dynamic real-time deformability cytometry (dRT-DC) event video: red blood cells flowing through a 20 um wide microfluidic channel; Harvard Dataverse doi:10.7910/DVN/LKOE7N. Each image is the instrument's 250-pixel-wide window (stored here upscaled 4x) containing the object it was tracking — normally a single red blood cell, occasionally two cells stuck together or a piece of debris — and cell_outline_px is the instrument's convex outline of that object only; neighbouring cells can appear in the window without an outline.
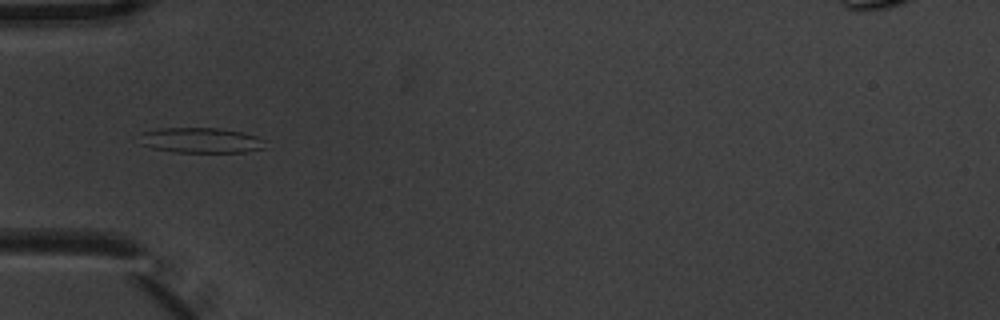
{"species": "common noctule bat (a hibernating species)", "species_latin": "Nyctalus noctula", "temperature_condition": "warm", "stored_images_in_passage": 8, "camera_frame_rate_fps": 3000, "um_per_image_px": 0.085, "animal": {"sex": "male", "body_mass_g": 20.1, "forearm_length_mm": 53.5}, "frame": {"image": 1, "passage_image": 4, "time_ms": 1.0, "image_size_px": [1000, 320], "cell_outline_px": [[268, 148], [244, 152], [172, 152], [152, 148], [140, 144], [140, 132], [160, 128], [220, 128], [244, 132], [256, 136], [264, 140]], "centroid_in_image_um": [17.09, 11.93], "position_along_channel_um": 67.9, "area_um2": 18.84}}
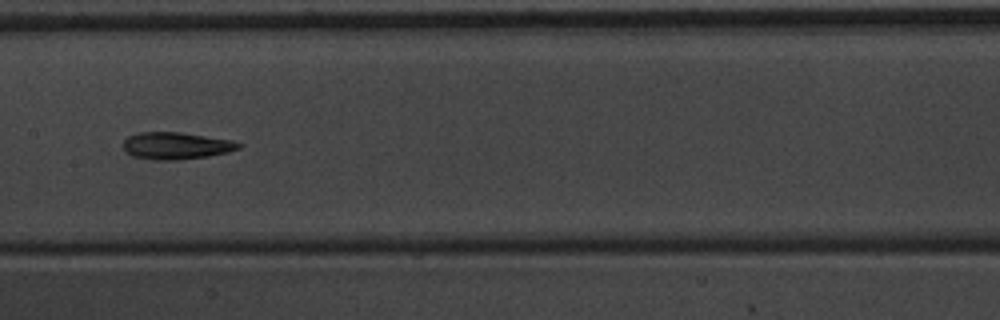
{"frame": {"image": 2, "passage_image": 7, "time_ms": 2.0, "image_size_px": [1000, 320], "cell_outline_px": [[244, 144], [240, 148], [228, 152], [208, 156], [176, 160], [152, 160], [132, 156], [124, 152], [124, 140], [128, 136], [140, 132], [180, 132], [232, 140]], "centroid_in_image_um": [14.97, 12.39], "position_along_channel_um": 192.4, "area_um2": 18.32}}
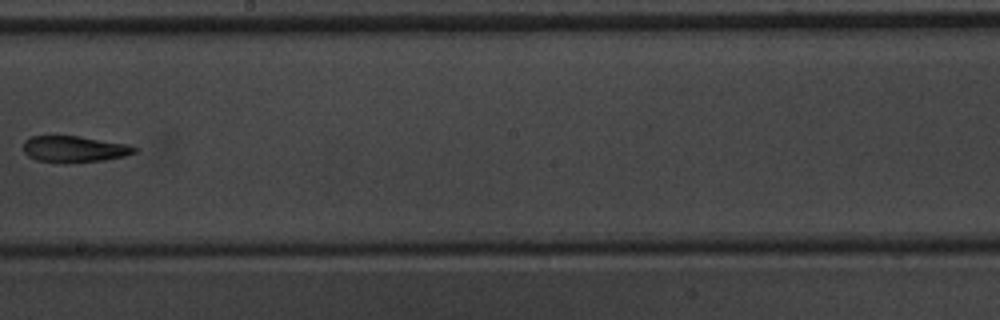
{"frame": {"image": 3, "passage_image": 8, "time_ms": 2.333, "image_size_px": [1000, 320], "cell_outline_px": [[136, 152], [124, 156], [104, 160], [64, 164], [36, 160], [28, 156], [24, 152], [24, 140], [32, 136], [80, 136], [128, 144], [136, 148]], "centroid_in_image_um": [6.3, 12.68], "position_along_channel_um": 241.9, "area_um2": 17.22}}